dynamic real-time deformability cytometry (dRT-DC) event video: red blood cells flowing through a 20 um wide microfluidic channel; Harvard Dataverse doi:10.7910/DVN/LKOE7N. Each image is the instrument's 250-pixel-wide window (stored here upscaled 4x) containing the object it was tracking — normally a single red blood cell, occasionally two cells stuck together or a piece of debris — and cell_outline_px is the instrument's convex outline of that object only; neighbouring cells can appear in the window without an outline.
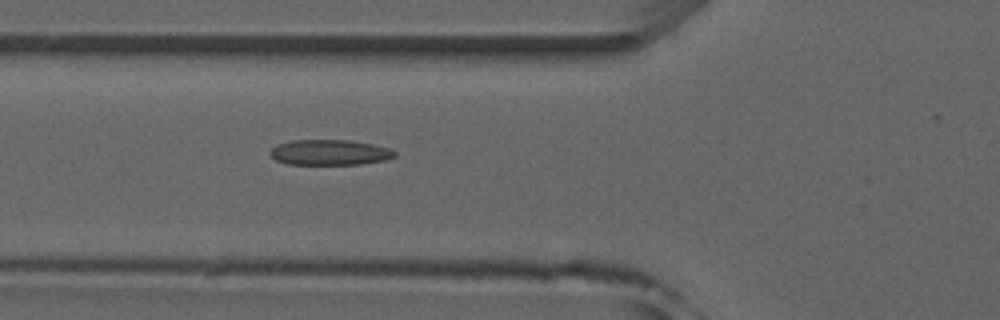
{"species": "common noctule bat (a hibernating species)", "species_latin": "Nyctalus noctula", "temperature_condition": "room temperature", "stored_images_in_passage": 6, "camera_frame_rate_fps": 3000, "um_per_image_px": 0.085, "animal": {"sex": "male", "forearm_length_mm": 52.5}, "frame": {"image": 1, "passage_image": 6, "time_ms": 5.667, "image_size_px": [1000, 320], "cell_outline_px": [[396, 156], [384, 160], [360, 164], [288, 164], [276, 160], [268, 152], [276, 144], [292, 140], [348, 140], [372, 144], [388, 148], [396, 152]], "centroid_in_image_um": [27.99, 12.95], "position_along_channel_um": 97.8, "area_um2": 18.38}}